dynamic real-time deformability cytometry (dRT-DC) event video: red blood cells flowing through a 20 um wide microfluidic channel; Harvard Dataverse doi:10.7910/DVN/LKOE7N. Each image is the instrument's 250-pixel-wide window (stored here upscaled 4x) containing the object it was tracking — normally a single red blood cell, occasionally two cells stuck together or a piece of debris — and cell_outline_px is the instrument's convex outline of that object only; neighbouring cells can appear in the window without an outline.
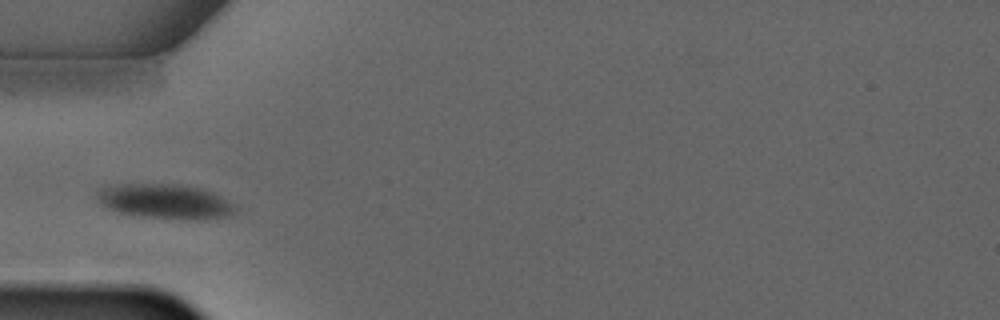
{"species": "common noctule bat (a hibernating species)", "species_latin": "Nyctalus noctula", "temperature_condition": "warm", "stored_images_in_passage": 2, "camera_frame_rate_fps": 3000, "um_per_image_px": 0.085, "animal": {"sex": "male", "forearm_length_mm": 52.5}, "frame": {"image": 1, "passage_image": 1, "time_ms": 0.0, "image_size_px": [1000, 320], "cell_outline_px": [[236, 212], [224, 216], [144, 216], [116, 212], [104, 204], [96, 196], [104, 188], [120, 184], [180, 184], [212, 192], [220, 196], [232, 204], [236, 208]], "centroid_in_image_um": [13.98, 17.06], "position_along_channel_um": 71.0, "area_um2": 25.95}}
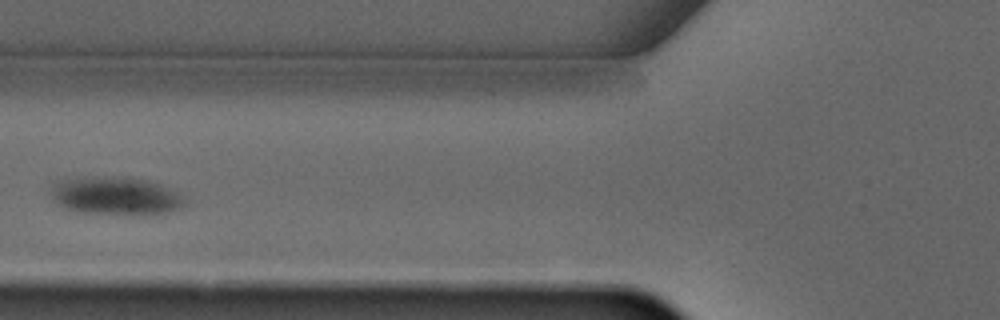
{"frame": {"image": 2, "passage_image": 2, "time_ms": 1.0, "image_size_px": [1000, 320], "cell_outline_px": [[188, 204], [180, 208], [164, 212], [80, 212], [64, 208], [52, 196], [52, 184], [64, 180], [120, 176], [124, 176], [148, 180], [160, 184], [184, 196]], "centroid_in_image_um": [9.88, 16.61], "position_along_channel_um": 115.9, "area_um2": 28.38}}